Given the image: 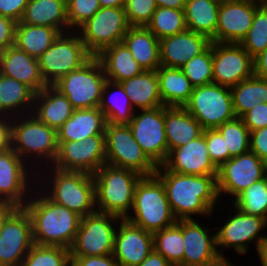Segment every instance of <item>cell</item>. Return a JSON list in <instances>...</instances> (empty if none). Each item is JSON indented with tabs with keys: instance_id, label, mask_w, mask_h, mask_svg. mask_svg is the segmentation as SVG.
I'll return each mask as SVG.
<instances>
[{
	"instance_id": "1",
	"label": "cell",
	"mask_w": 267,
	"mask_h": 266,
	"mask_svg": "<svg viewBox=\"0 0 267 266\" xmlns=\"http://www.w3.org/2000/svg\"><path fill=\"white\" fill-rule=\"evenodd\" d=\"M155 175L162 181L170 209L176 220L193 216H212L219 201L217 175H185L157 167Z\"/></svg>"
},
{
	"instance_id": "2",
	"label": "cell",
	"mask_w": 267,
	"mask_h": 266,
	"mask_svg": "<svg viewBox=\"0 0 267 266\" xmlns=\"http://www.w3.org/2000/svg\"><path fill=\"white\" fill-rule=\"evenodd\" d=\"M24 208L32 221L34 244L70 249L79 229L80 215L52 201L37 184Z\"/></svg>"
},
{
	"instance_id": "3",
	"label": "cell",
	"mask_w": 267,
	"mask_h": 266,
	"mask_svg": "<svg viewBox=\"0 0 267 266\" xmlns=\"http://www.w3.org/2000/svg\"><path fill=\"white\" fill-rule=\"evenodd\" d=\"M41 170V173H36L37 186L46 192L45 194L52 201L74 211L81 217L97 211L95 183L92 174L80 171H64L52 166Z\"/></svg>"
},
{
	"instance_id": "4",
	"label": "cell",
	"mask_w": 267,
	"mask_h": 266,
	"mask_svg": "<svg viewBox=\"0 0 267 266\" xmlns=\"http://www.w3.org/2000/svg\"><path fill=\"white\" fill-rule=\"evenodd\" d=\"M11 149L38 173L41 169L51 166L56 159L57 131L39 121L32 113L13 117Z\"/></svg>"
},
{
	"instance_id": "5",
	"label": "cell",
	"mask_w": 267,
	"mask_h": 266,
	"mask_svg": "<svg viewBox=\"0 0 267 266\" xmlns=\"http://www.w3.org/2000/svg\"><path fill=\"white\" fill-rule=\"evenodd\" d=\"M142 176L135 171L104 164L94 174L96 209L126 219L134 204V191Z\"/></svg>"
},
{
	"instance_id": "6",
	"label": "cell",
	"mask_w": 267,
	"mask_h": 266,
	"mask_svg": "<svg viewBox=\"0 0 267 266\" xmlns=\"http://www.w3.org/2000/svg\"><path fill=\"white\" fill-rule=\"evenodd\" d=\"M134 216H132V215ZM131 223L154 234L176 223L162 181L156 176H142L134 191Z\"/></svg>"
},
{
	"instance_id": "7",
	"label": "cell",
	"mask_w": 267,
	"mask_h": 266,
	"mask_svg": "<svg viewBox=\"0 0 267 266\" xmlns=\"http://www.w3.org/2000/svg\"><path fill=\"white\" fill-rule=\"evenodd\" d=\"M91 57L77 31L61 33L38 58L41 76L47 85H53Z\"/></svg>"
},
{
	"instance_id": "8",
	"label": "cell",
	"mask_w": 267,
	"mask_h": 266,
	"mask_svg": "<svg viewBox=\"0 0 267 266\" xmlns=\"http://www.w3.org/2000/svg\"><path fill=\"white\" fill-rule=\"evenodd\" d=\"M107 78L96 56H92L80 68L61 77L53 86L64 94L73 108L99 107L102 90Z\"/></svg>"
},
{
	"instance_id": "9",
	"label": "cell",
	"mask_w": 267,
	"mask_h": 266,
	"mask_svg": "<svg viewBox=\"0 0 267 266\" xmlns=\"http://www.w3.org/2000/svg\"><path fill=\"white\" fill-rule=\"evenodd\" d=\"M105 151L108 165L129 169L141 176L155 175L157 166L134 139L129 125L106 124Z\"/></svg>"
},
{
	"instance_id": "10",
	"label": "cell",
	"mask_w": 267,
	"mask_h": 266,
	"mask_svg": "<svg viewBox=\"0 0 267 266\" xmlns=\"http://www.w3.org/2000/svg\"><path fill=\"white\" fill-rule=\"evenodd\" d=\"M120 217L94 212L81 217L78 232L70 247V257L104 256L113 254L114 238Z\"/></svg>"
},
{
	"instance_id": "11",
	"label": "cell",
	"mask_w": 267,
	"mask_h": 266,
	"mask_svg": "<svg viewBox=\"0 0 267 266\" xmlns=\"http://www.w3.org/2000/svg\"><path fill=\"white\" fill-rule=\"evenodd\" d=\"M183 107L204 130L216 129L236 117L230 88L214 83L195 87Z\"/></svg>"
},
{
	"instance_id": "12",
	"label": "cell",
	"mask_w": 267,
	"mask_h": 266,
	"mask_svg": "<svg viewBox=\"0 0 267 266\" xmlns=\"http://www.w3.org/2000/svg\"><path fill=\"white\" fill-rule=\"evenodd\" d=\"M131 26L128 23L125 8H100L78 30L87 51L98 55L104 48L121 43Z\"/></svg>"
},
{
	"instance_id": "13",
	"label": "cell",
	"mask_w": 267,
	"mask_h": 266,
	"mask_svg": "<svg viewBox=\"0 0 267 266\" xmlns=\"http://www.w3.org/2000/svg\"><path fill=\"white\" fill-rule=\"evenodd\" d=\"M234 215L225 220L222 227L217 228L216 246L220 256H223L224 249L231 247L240 255L248 252V245L255 243L257 254L261 245L267 239V235L261 234L267 228V221L259 216L245 214L237 208H232ZM220 246V250H219ZM224 248V249H223Z\"/></svg>"
},
{
	"instance_id": "14",
	"label": "cell",
	"mask_w": 267,
	"mask_h": 266,
	"mask_svg": "<svg viewBox=\"0 0 267 266\" xmlns=\"http://www.w3.org/2000/svg\"><path fill=\"white\" fill-rule=\"evenodd\" d=\"M31 169L12 149L0 153V202L25 206L37 184V174Z\"/></svg>"
},
{
	"instance_id": "15",
	"label": "cell",
	"mask_w": 267,
	"mask_h": 266,
	"mask_svg": "<svg viewBox=\"0 0 267 266\" xmlns=\"http://www.w3.org/2000/svg\"><path fill=\"white\" fill-rule=\"evenodd\" d=\"M139 112L135 111L128 125L143 152L158 167L165 162L168 156L164 106Z\"/></svg>"
},
{
	"instance_id": "16",
	"label": "cell",
	"mask_w": 267,
	"mask_h": 266,
	"mask_svg": "<svg viewBox=\"0 0 267 266\" xmlns=\"http://www.w3.org/2000/svg\"><path fill=\"white\" fill-rule=\"evenodd\" d=\"M267 176V164L252 151L233 157L218 168L219 197L230 195L234 199L256 181Z\"/></svg>"
},
{
	"instance_id": "17",
	"label": "cell",
	"mask_w": 267,
	"mask_h": 266,
	"mask_svg": "<svg viewBox=\"0 0 267 266\" xmlns=\"http://www.w3.org/2000/svg\"><path fill=\"white\" fill-rule=\"evenodd\" d=\"M213 83L232 88L254 75V59L239 43L212 42Z\"/></svg>"
},
{
	"instance_id": "18",
	"label": "cell",
	"mask_w": 267,
	"mask_h": 266,
	"mask_svg": "<svg viewBox=\"0 0 267 266\" xmlns=\"http://www.w3.org/2000/svg\"><path fill=\"white\" fill-rule=\"evenodd\" d=\"M106 164L105 135H94L85 141L58 142V152L51 165L64 171L94 174Z\"/></svg>"
},
{
	"instance_id": "19",
	"label": "cell",
	"mask_w": 267,
	"mask_h": 266,
	"mask_svg": "<svg viewBox=\"0 0 267 266\" xmlns=\"http://www.w3.org/2000/svg\"><path fill=\"white\" fill-rule=\"evenodd\" d=\"M33 245L30 215L24 207H18L6 219L0 233V266H21Z\"/></svg>"
},
{
	"instance_id": "20",
	"label": "cell",
	"mask_w": 267,
	"mask_h": 266,
	"mask_svg": "<svg viewBox=\"0 0 267 266\" xmlns=\"http://www.w3.org/2000/svg\"><path fill=\"white\" fill-rule=\"evenodd\" d=\"M261 0L220 3L215 43H240L249 31Z\"/></svg>"
},
{
	"instance_id": "21",
	"label": "cell",
	"mask_w": 267,
	"mask_h": 266,
	"mask_svg": "<svg viewBox=\"0 0 267 266\" xmlns=\"http://www.w3.org/2000/svg\"><path fill=\"white\" fill-rule=\"evenodd\" d=\"M153 250L152 233L127 219H120L115 233L112 254L118 266H139Z\"/></svg>"
},
{
	"instance_id": "22",
	"label": "cell",
	"mask_w": 267,
	"mask_h": 266,
	"mask_svg": "<svg viewBox=\"0 0 267 266\" xmlns=\"http://www.w3.org/2000/svg\"><path fill=\"white\" fill-rule=\"evenodd\" d=\"M162 166L185 175H217L218 168L210 160L204 134L188 144L169 151Z\"/></svg>"
},
{
	"instance_id": "23",
	"label": "cell",
	"mask_w": 267,
	"mask_h": 266,
	"mask_svg": "<svg viewBox=\"0 0 267 266\" xmlns=\"http://www.w3.org/2000/svg\"><path fill=\"white\" fill-rule=\"evenodd\" d=\"M198 223L196 219L182 220L184 241L183 266H202L218 256L216 233Z\"/></svg>"
},
{
	"instance_id": "24",
	"label": "cell",
	"mask_w": 267,
	"mask_h": 266,
	"mask_svg": "<svg viewBox=\"0 0 267 266\" xmlns=\"http://www.w3.org/2000/svg\"><path fill=\"white\" fill-rule=\"evenodd\" d=\"M161 66L181 68L186 62L203 52L211 43L206 36L185 30L159 40Z\"/></svg>"
},
{
	"instance_id": "25",
	"label": "cell",
	"mask_w": 267,
	"mask_h": 266,
	"mask_svg": "<svg viewBox=\"0 0 267 266\" xmlns=\"http://www.w3.org/2000/svg\"><path fill=\"white\" fill-rule=\"evenodd\" d=\"M0 73L27 85L35 94L47 86L41 76L38 59L15 45L0 52Z\"/></svg>"
},
{
	"instance_id": "26",
	"label": "cell",
	"mask_w": 267,
	"mask_h": 266,
	"mask_svg": "<svg viewBox=\"0 0 267 266\" xmlns=\"http://www.w3.org/2000/svg\"><path fill=\"white\" fill-rule=\"evenodd\" d=\"M107 122L99 107L76 109L57 130V142L85 141L94 135H105Z\"/></svg>"
},
{
	"instance_id": "27",
	"label": "cell",
	"mask_w": 267,
	"mask_h": 266,
	"mask_svg": "<svg viewBox=\"0 0 267 266\" xmlns=\"http://www.w3.org/2000/svg\"><path fill=\"white\" fill-rule=\"evenodd\" d=\"M74 110L68 98L53 85H47L34 95L32 114L56 131L71 117Z\"/></svg>"
},
{
	"instance_id": "28",
	"label": "cell",
	"mask_w": 267,
	"mask_h": 266,
	"mask_svg": "<svg viewBox=\"0 0 267 266\" xmlns=\"http://www.w3.org/2000/svg\"><path fill=\"white\" fill-rule=\"evenodd\" d=\"M164 121L168 153L203 134L202 126L184 107L164 106Z\"/></svg>"
},
{
	"instance_id": "29",
	"label": "cell",
	"mask_w": 267,
	"mask_h": 266,
	"mask_svg": "<svg viewBox=\"0 0 267 266\" xmlns=\"http://www.w3.org/2000/svg\"><path fill=\"white\" fill-rule=\"evenodd\" d=\"M143 70L161 66L159 39L146 26H131L122 41Z\"/></svg>"
},
{
	"instance_id": "30",
	"label": "cell",
	"mask_w": 267,
	"mask_h": 266,
	"mask_svg": "<svg viewBox=\"0 0 267 266\" xmlns=\"http://www.w3.org/2000/svg\"><path fill=\"white\" fill-rule=\"evenodd\" d=\"M19 22L69 32L66 0H29Z\"/></svg>"
},
{
	"instance_id": "31",
	"label": "cell",
	"mask_w": 267,
	"mask_h": 266,
	"mask_svg": "<svg viewBox=\"0 0 267 266\" xmlns=\"http://www.w3.org/2000/svg\"><path fill=\"white\" fill-rule=\"evenodd\" d=\"M96 57L107 80L115 83L130 79L144 71L123 42L104 48Z\"/></svg>"
},
{
	"instance_id": "32",
	"label": "cell",
	"mask_w": 267,
	"mask_h": 266,
	"mask_svg": "<svg viewBox=\"0 0 267 266\" xmlns=\"http://www.w3.org/2000/svg\"><path fill=\"white\" fill-rule=\"evenodd\" d=\"M134 109H154L164 106L159 93L156 70H144L141 74L120 82Z\"/></svg>"
},
{
	"instance_id": "33",
	"label": "cell",
	"mask_w": 267,
	"mask_h": 266,
	"mask_svg": "<svg viewBox=\"0 0 267 266\" xmlns=\"http://www.w3.org/2000/svg\"><path fill=\"white\" fill-rule=\"evenodd\" d=\"M34 95L27 85L0 73V116L13 118L31 114Z\"/></svg>"
},
{
	"instance_id": "34",
	"label": "cell",
	"mask_w": 267,
	"mask_h": 266,
	"mask_svg": "<svg viewBox=\"0 0 267 266\" xmlns=\"http://www.w3.org/2000/svg\"><path fill=\"white\" fill-rule=\"evenodd\" d=\"M159 93L166 107H183L194 87L181 68L160 66L157 70Z\"/></svg>"
},
{
	"instance_id": "35",
	"label": "cell",
	"mask_w": 267,
	"mask_h": 266,
	"mask_svg": "<svg viewBox=\"0 0 267 266\" xmlns=\"http://www.w3.org/2000/svg\"><path fill=\"white\" fill-rule=\"evenodd\" d=\"M220 3L216 0H186L184 13L187 30L215 42Z\"/></svg>"
},
{
	"instance_id": "36",
	"label": "cell",
	"mask_w": 267,
	"mask_h": 266,
	"mask_svg": "<svg viewBox=\"0 0 267 266\" xmlns=\"http://www.w3.org/2000/svg\"><path fill=\"white\" fill-rule=\"evenodd\" d=\"M99 109L103 112L106 122L109 124L128 125L135 111L138 112L133 108L122 85L109 80L104 84Z\"/></svg>"
},
{
	"instance_id": "37",
	"label": "cell",
	"mask_w": 267,
	"mask_h": 266,
	"mask_svg": "<svg viewBox=\"0 0 267 266\" xmlns=\"http://www.w3.org/2000/svg\"><path fill=\"white\" fill-rule=\"evenodd\" d=\"M61 34L49 26H34L17 22L14 45L28 55L38 59Z\"/></svg>"
},
{
	"instance_id": "38",
	"label": "cell",
	"mask_w": 267,
	"mask_h": 266,
	"mask_svg": "<svg viewBox=\"0 0 267 266\" xmlns=\"http://www.w3.org/2000/svg\"><path fill=\"white\" fill-rule=\"evenodd\" d=\"M236 117H242L260 102L267 103V79L253 75L230 88Z\"/></svg>"
},
{
	"instance_id": "39",
	"label": "cell",
	"mask_w": 267,
	"mask_h": 266,
	"mask_svg": "<svg viewBox=\"0 0 267 266\" xmlns=\"http://www.w3.org/2000/svg\"><path fill=\"white\" fill-rule=\"evenodd\" d=\"M154 250L161 254L172 266H183L184 241L182 220L153 234Z\"/></svg>"
},
{
	"instance_id": "40",
	"label": "cell",
	"mask_w": 267,
	"mask_h": 266,
	"mask_svg": "<svg viewBox=\"0 0 267 266\" xmlns=\"http://www.w3.org/2000/svg\"><path fill=\"white\" fill-rule=\"evenodd\" d=\"M231 202L234 208L245 214L259 216L267 221V176L253 183Z\"/></svg>"
},
{
	"instance_id": "41",
	"label": "cell",
	"mask_w": 267,
	"mask_h": 266,
	"mask_svg": "<svg viewBox=\"0 0 267 266\" xmlns=\"http://www.w3.org/2000/svg\"><path fill=\"white\" fill-rule=\"evenodd\" d=\"M146 27L160 40L187 30L184 9L157 7Z\"/></svg>"
},
{
	"instance_id": "42",
	"label": "cell",
	"mask_w": 267,
	"mask_h": 266,
	"mask_svg": "<svg viewBox=\"0 0 267 266\" xmlns=\"http://www.w3.org/2000/svg\"><path fill=\"white\" fill-rule=\"evenodd\" d=\"M225 140L230 159L250 150V130L240 117L225 122L216 128Z\"/></svg>"
},
{
	"instance_id": "43",
	"label": "cell",
	"mask_w": 267,
	"mask_h": 266,
	"mask_svg": "<svg viewBox=\"0 0 267 266\" xmlns=\"http://www.w3.org/2000/svg\"><path fill=\"white\" fill-rule=\"evenodd\" d=\"M21 266H71L70 250L61 246L34 244Z\"/></svg>"
},
{
	"instance_id": "44",
	"label": "cell",
	"mask_w": 267,
	"mask_h": 266,
	"mask_svg": "<svg viewBox=\"0 0 267 266\" xmlns=\"http://www.w3.org/2000/svg\"><path fill=\"white\" fill-rule=\"evenodd\" d=\"M239 44L253 59L267 48V7L263 3L257 8L251 27Z\"/></svg>"
},
{
	"instance_id": "45",
	"label": "cell",
	"mask_w": 267,
	"mask_h": 266,
	"mask_svg": "<svg viewBox=\"0 0 267 266\" xmlns=\"http://www.w3.org/2000/svg\"><path fill=\"white\" fill-rule=\"evenodd\" d=\"M181 69L194 88L213 83L212 42L203 52L186 62Z\"/></svg>"
},
{
	"instance_id": "46",
	"label": "cell",
	"mask_w": 267,
	"mask_h": 266,
	"mask_svg": "<svg viewBox=\"0 0 267 266\" xmlns=\"http://www.w3.org/2000/svg\"><path fill=\"white\" fill-rule=\"evenodd\" d=\"M69 31H77L100 8L99 0H66Z\"/></svg>"
},
{
	"instance_id": "47",
	"label": "cell",
	"mask_w": 267,
	"mask_h": 266,
	"mask_svg": "<svg viewBox=\"0 0 267 266\" xmlns=\"http://www.w3.org/2000/svg\"><path fill=\"white\" fill-rule=\"evenodd\" d=\"M124 8L130 26H146L157 5L155 0H127Z\"/></svg>"
},
{
	"instance_id": "48",
	"label": "cell",
	"mask_w": 267,
	"mask_h": 266,
	"mask_svg": "<svg viewBox=\"0 0 267 266\" xmlns=\"http://www.w3.org/2000/svg\"><path fill=\"white\" fill-rule=\"evenodd\" d=\"M203 134L210 160L219 168L230 159L229 150H226L225 140L217 129H205L203 130Z\"/></svg>"
},
{
	"instance_id": "49",
	"label": "cell",
	"mask_w": 267,
	"mask_h": 266,
	"mask_svg": "<svg viewBox=\"0 0 267 266\" xmlns=\"http://www.w3.org/2000/svg\"><path fill=\"white\" fill-rule=\"evenodd\" d=\"M250 131L267 127V103L260 102L247 111L242 117Z\"/></svg>"
},
{
	"instance_id": "50",
	"label": "cell",
	"mask_w": 267,
	"mask_h": 266,
	"mask_svg": "<svg viewBox=\"0 0 267 266\" xmlns=\"http://www.w3.org/2000/svg\"><path fill=\"white\" fill-rule=\"evenodd\" d=\"M250 151L267 164V127L250 131Z\"/></svg>"
},
{
	"instance_id": "51",
	"label": "cell",
	"mask_w": 267,
	"mask_h": 266,
	"mask_svg": "<svg viewBox=\"0 0 267 266\" xmlns=\"http://www.w3.org/2000/svg\"><path fill=\"white\" fill-rule=\"evenodd\" d=\"M29 0H0V15L19 22Z\"/></svg>"
},
{
	"instance_id": "52",
	"label": "cell",
	"mask_w": 267,
	"mask_h": 266,
	"mask_svg": "<svg viewBox=\"0 0 267 266\" xmlns=\"http://www.w3.org/2000/svg\"><path fill=\"white\" fill-rule=\"evenodd\" d=\"M16 24L14 20L0 15V52L14 45Z\"/></svg>"
},
{
	"instance_id": "53",
	"label": "cell",
	"mask_w": 267,
	"mask_h": 266,
	"mask_svg": "<svg viewBox=\"0 0 267 266\" xmlns=\"http://www.w3.org/2000/svg\"><path fill=\"white\" fill-rule=\"evenodd\" d=\"M71 266H118L112 254L104 256L71 257Z\"/></svg>"
},
{
	"instance_id": "54",
	"label": "cell",
	"mask_w": 267,
	"mask_h": 266,
	"mask_svg": "<svg viewBox=\"0 0 267 266\" xmlns=\"http://www.w3.org/2000/svg\"><path fill=\"white\" fill-rule=\"evenodd\" d=\"M12 148V118L0 116V153Z\"/></svg>"
},
{
	"instance_id": "55",
	"label": "cell",
	"mask_w": 267,
	"mask_h": 266,
	"mask_svg": "<svg viewBox=\"0 0 267 266\" xmlns=\"http://www.w3.org/2000/svg\"><path fill=\"white\" fill-rule=\"evenodd\" d=\"M254 75L267 79V48L254 58Z\"/></svg>"
},
{
	"instance_id": "56",
	"label": "cell",
	"mask_w": 267,
	"mask_h": 266,
	"mask_svg": "<svg viewBox=\"0 0 267 266\" xmlns=\"http://www.w3.org/2000/svg\"><path fill=\"white\" fill-rule=\"evenodd\" d=\"M139 266H172L161 254L153 250Z\"/></svg>"
},
{
	"instance_id": "57",
	"label": "cell",
	"mask_w": 267,
	"mask_h": 266,
	"mask_svg": "<svg viewBox=\"0 0 267 266\" xmlns=\"http://www.w3.org/2000/svg\"><path fill=\"white\" fill-rule=\"evenodd\" d=\"M18 207L7 203V202H0V233L3 227L4 222L6 219L17 209Z\"/></svg>"
},
{
	"instance_id": "58",
	"label": "cell",
	"mask_w": 267,
	"mask_h": 266,
	"mask_svg": "<svg viewBox=\"0 0 267 266\" xmlns=\"http://www.w3.org/2000/svg\"><path fill=\"white\" fill-rule=\"evenodd\" d=\"M157 7L184 9L186 0H155Z\"/></svg>"
},
{
	"instance_id": "59",
	"label": "cell",
	"mask_w": 267,
	"mask_h": 266,
	"mask_svg": "<svg viewBox=\"0 0 267 266\" xmlns=\"http://www.w3.org/2000/svg\"><path fill=\"white\" fill-rule=\"evenodd\" d=\"M101 8L105 7H122L124 8L127 0H99Z\"/></svg>"
},
{
	"instance_id": "60",
	"label": "cell",
	"mask_w": 267,
	"mask_h": 266,
	"mask_svg": "<svg viewBox=\"0 0 267 266\" xmlns=\"http://www.w3.org/2000/svg\"><path fill=\"white\" fill-rule=\"evenodd\" d=\"M202 266H236L234 265V263H231L226 257L225 255L223 256H218L215 260H213L212 262L206 263Z\"/></svg>"
},
{
	"instance_id": "61",
	"label": "cell",
	"mask_w": 267,
	"mask_h": 266,
	"mask_svg": "<svg viewBox=\"0 0 267 266\" xmlns=\"http://www.w3.org/2000/svg\"><path fill=\"white\" fill-rule=\"evenodd\" d=\"M257 255L260 259V263H261L260 265L261 266H267V239L261 245Z\"/></svg>"
},
{
	"instance_id": "62",
	"label": "cell",
	"mask_w": 267,
	"mask_h": 266,
	"mask_svg": "<svg viewBox=\"0 0 267 266\" xmlns=\"http://www.w3.org/2000/svg\"><path fill=\"white\" fill-rule=\"evenodd\" d=\"M219 3H223V2H232V1H239V0H216Z\"/></svg>"
},
{
	"instance_id": "63",
	"label": "cell",
	"mask_w": 267,
	"mask_h": 266,
	"mask_svg": "<svg viewBox=\"0 0 267 266\" xmlns=\"http://www.w3.org/2000/svg\"><path fill=\"white\" fill-rule=\"evenodd\" d=\"M261 1L267 7V0H261Z\"/></svg>"
}]
</instances>
